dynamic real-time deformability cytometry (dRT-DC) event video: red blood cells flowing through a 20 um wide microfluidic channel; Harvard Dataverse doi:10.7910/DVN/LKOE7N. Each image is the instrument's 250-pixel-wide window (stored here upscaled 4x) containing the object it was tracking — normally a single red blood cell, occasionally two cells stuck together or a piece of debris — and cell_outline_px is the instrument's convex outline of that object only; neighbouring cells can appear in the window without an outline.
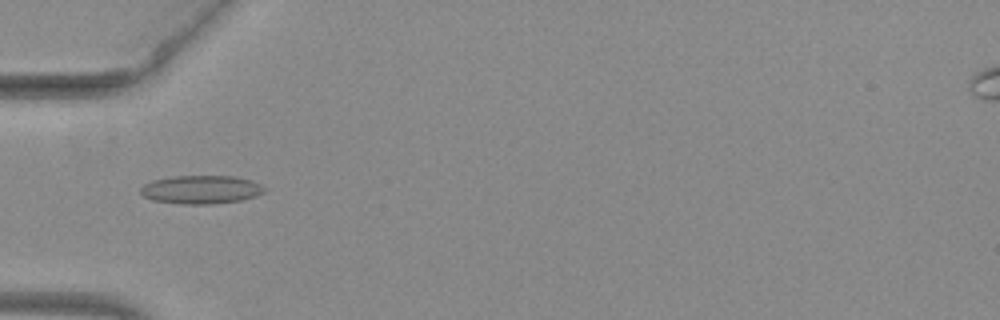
{"species": "common noctule bat (a hibernating species)", "species_latin": "Nyctalus noctula", "temperature_condition": "warm", "stored_images_in_passage": 54, "camera_frame_rate_fps": 3000, "um_per_image_px": 0.085, "animal": {"sex": "female", "body_mass_g": 29.2, "forearm_length_mm": 56.3}, "frame": {"image": 1, "passage_image": 19, "time_ms": 6.0, "image_size_px": [1000, 320], "cell_outline_px": [[268, 188], [264, 192], [256, 196], [240, 200], [212, 204], [180, 204], [152, 200], [144, 196], [140, 192], [140, 188], [144, 184], [152, 180], [172, 176], [236, 176], [252, 180]], "centroid_in_image_um": [17.11, 16.11], "position_along_channel_um": 67.9, "area_um2": 20.69}}
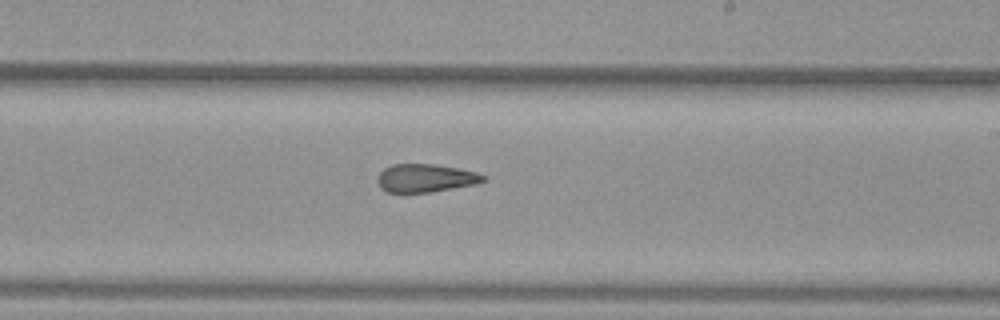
{"frame": {"image": 2, "passage_image": 33, "time_ms": 10.667, "image_size_px": [1000, 320], "cell_outline_px": [[488, 180], [476, 184], [428, 192], [388, 192], [380, 188], [376, 180], [380, 172], [384, 168], [392, 164], [432, 164], [456, 168], [476, 172], [488, 176]], "centroid_in_image_um": [36.17, 15.13], "position_along_channel_um": 252.8, "area_um2": 17.34}}
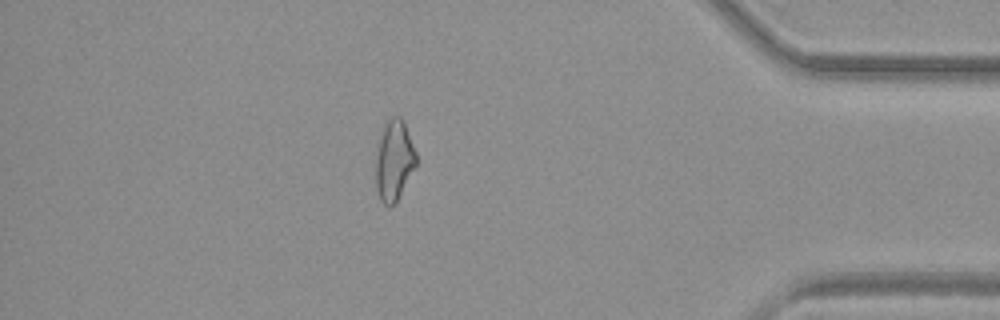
{"frame": {"image": 3, "passage_image": 47, "time_ms": 15.333, "image_size_px": [1000, 320], "cell_outline_px": [[416, 164], [396, 204], [388, 208], [380, 200], [376, 188], [376, 156], [380, 132], [384, 124], [392, 116], [400, 116], [404, 120], [416, 152]], "centroid_in_image_um": [33.49, 13.64], "position_along_channel_um": 401.7, "area_um2": 19.19}, "authors_computed_cell_mechanics": {"area_um2": 19.4786, "velocity_mm_per_s": 3.9777, "shape_relaxation_time_tau1_ms": null, "shape_relaxation_time_tau2_ms": 2.7475, "deformation_change_tau1": null, "deformation_change_tau2": 0.1184}}